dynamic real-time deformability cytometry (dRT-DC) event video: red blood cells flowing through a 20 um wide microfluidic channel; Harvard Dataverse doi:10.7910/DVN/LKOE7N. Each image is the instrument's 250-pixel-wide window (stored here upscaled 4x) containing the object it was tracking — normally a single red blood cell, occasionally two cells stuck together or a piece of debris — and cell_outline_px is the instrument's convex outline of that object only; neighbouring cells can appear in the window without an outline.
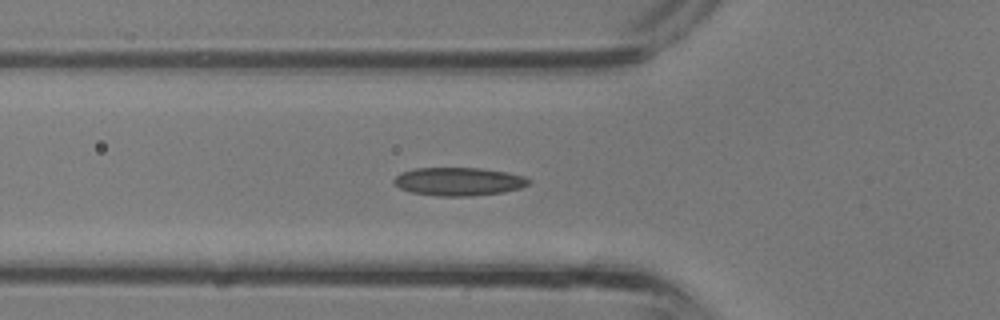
{"species": "common noctule bat (a hibernating species)", "species_latin": "Nyctalus noctula", "temperature_condition": "room temperature", "stored_images_in_passage": 29, "camera_frame_rate_fps": 3000, "um_per_image_px": 0.085, "animal": {"sex": "male", "body_mass_g": 13.3}, "frame": {"image": 1, "passage_image": 5, "time_ms": 1.333, "image_size_px": [1000, 320], "cell_outline_px": [[532, 180], [528, 184], [520, 188], [504, 192], [472, 196], [440, 196], [412, 192], [400, 188], [392, 184], [392, 180], [400, 172], [416, 168], [480, 168], [504, 172], [524, 176]], "centroid_in_image_um": [38.96, 15.43], "position_along_channel_um": 86.8, "area_um2": 22.2}}
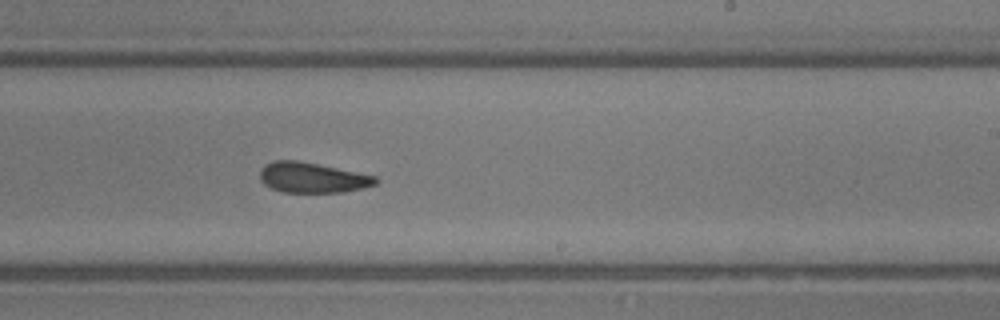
{"frame": {"image": 2, "passage_image": 14, "time_ms": 4.333, "image_size_px": [1000, 320], "cell_outline_px": [[380, 180], [376, 184], [344, 192], [284, 192], [272, 188], [264, 184], [260, 180], [260, 168], [264, 164], [272, 160], [296, 160], [376, 176]], "centroid_in_image_um": [26.51, 15.09], "position_along_channel_um": 262.5, "area_um2": 20.29}}
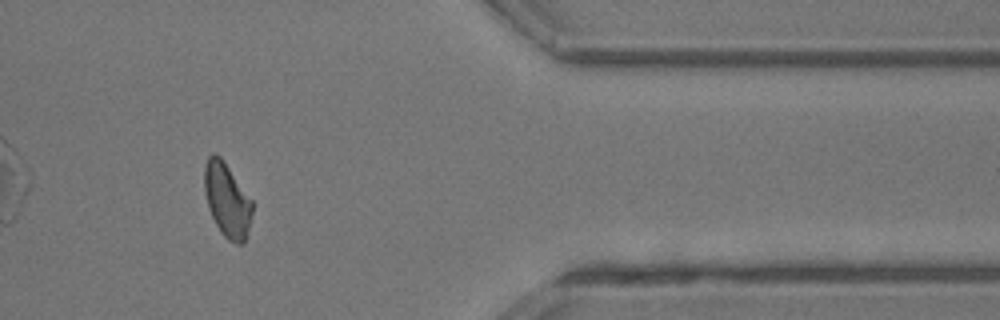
{"frame": {"image": 3, "passage_image": 22, "time_ms": 7.0, "image_size_px": [1000, 320], "cell_outline_px": [[252, 212], [244, 244], [236, 244], [228, 240], [220, 232], [208, 208], [204, 192], [204, 164], [208, 156], [212, 152], [220, 156], [252, 200]], "centroid_in_image_um": [19.27, 17.0], "position_along_channel_um": 392.1, "area_um2": 20.63}}